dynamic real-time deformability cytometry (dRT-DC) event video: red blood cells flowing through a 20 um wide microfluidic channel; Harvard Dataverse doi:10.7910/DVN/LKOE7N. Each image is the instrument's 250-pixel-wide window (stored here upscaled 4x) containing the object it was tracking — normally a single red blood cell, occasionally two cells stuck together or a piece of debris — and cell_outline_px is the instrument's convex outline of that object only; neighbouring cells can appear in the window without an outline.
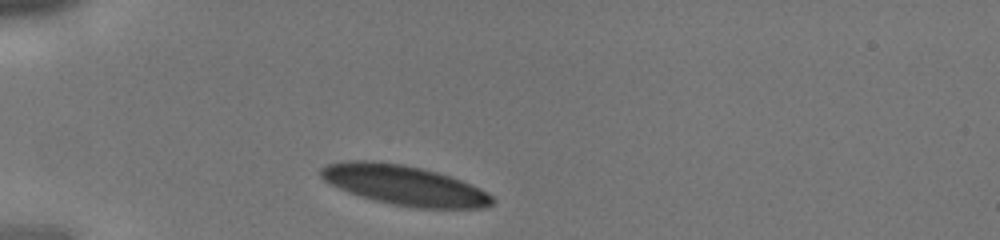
{"species": "human", "species_latin": "Homo sapiens", "temperature_condition": "cold", "stored_images_in_passage": 2, "camera_frame_rate_fps": 3000, "um_per_image_px": 0.085, "donor": {"sex": "male"}, "frame": {"image": 1, "passage_image": 1, "time_ms": 0.0, "image_size_px": [1000, 240], "cell_outline_px": [[496, 200], [492, 204], [484, 208], [416, 208], [392, 204], [360, 196], [348, 192], [324, 180], [320, 176], [320, 168], [328, 164], [348, 160], [372, 160], [404, 164], [452, 176], [472, 184], [480, 188], [492, 196]], "centroid_in_image_um": [34.38, 15.74], "position_along_channel_um": 50.6, "area_um2": 39.82}}